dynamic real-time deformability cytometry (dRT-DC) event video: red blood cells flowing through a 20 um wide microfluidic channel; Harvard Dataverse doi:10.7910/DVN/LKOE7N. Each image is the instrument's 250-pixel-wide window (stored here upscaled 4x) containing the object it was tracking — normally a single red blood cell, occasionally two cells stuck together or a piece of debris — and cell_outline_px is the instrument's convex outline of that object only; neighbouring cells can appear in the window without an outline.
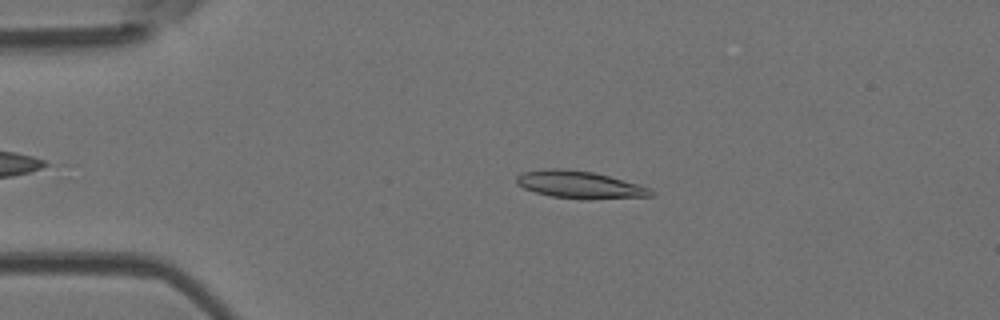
{"species": "Egyptian fruit bat (a non-hibernating species)", "species_latin": "Rousettus aegyptiacus", "temperature_condition": "room temperature", "stored_images_in_passage": 22, "camera_frame_rate_fps": 3000, "um_per_image_px": 0.085, "animal": {"sex": "female"}, "frame": {"image": 1, "passage_image": 10, "time_ms": 3.0, "image_size_px": [1000, 320], "cell_outline_px": [[652, 196], [588, 200], [552, 196], [536, 192], [524, 188], [516, 184], [516, 176], [524, 172], [544, 168], [564, 168], [592, 172], [640, 184], [652, 188]], "centroid_in_image_um": [49.28, 15.7], "position_along_channel_um": 35.7, "area_um2": 21.56}}
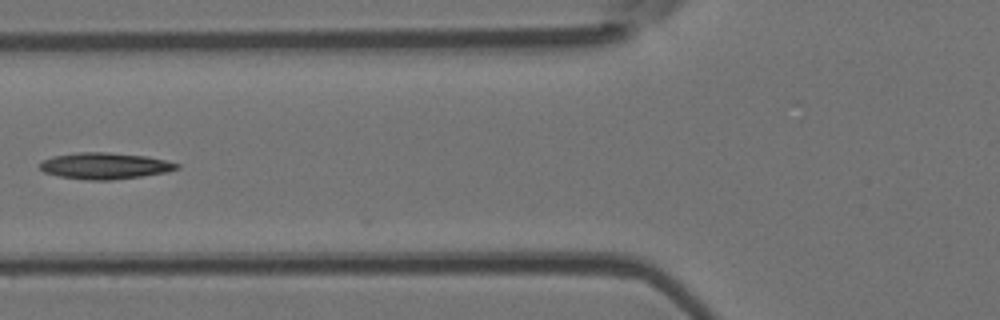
{"frame": {"image": 2, "passage_image": 19, "time_ms": 6.0, "image_size_px": [1000, 320], "cell_outline_px": [[180, 168], [168, 172], [112, 180], [84, 180], [60, 176], [44, 172], [40, 168], [40, 164], [44, 160], [52, 156], [80, 152], [108, 152], [148, 156], [180, 164]], "centroid_in_image_um": [8.94, 14.09], "position_along_channel_um": 116.9, "area_um2": 21.04}}